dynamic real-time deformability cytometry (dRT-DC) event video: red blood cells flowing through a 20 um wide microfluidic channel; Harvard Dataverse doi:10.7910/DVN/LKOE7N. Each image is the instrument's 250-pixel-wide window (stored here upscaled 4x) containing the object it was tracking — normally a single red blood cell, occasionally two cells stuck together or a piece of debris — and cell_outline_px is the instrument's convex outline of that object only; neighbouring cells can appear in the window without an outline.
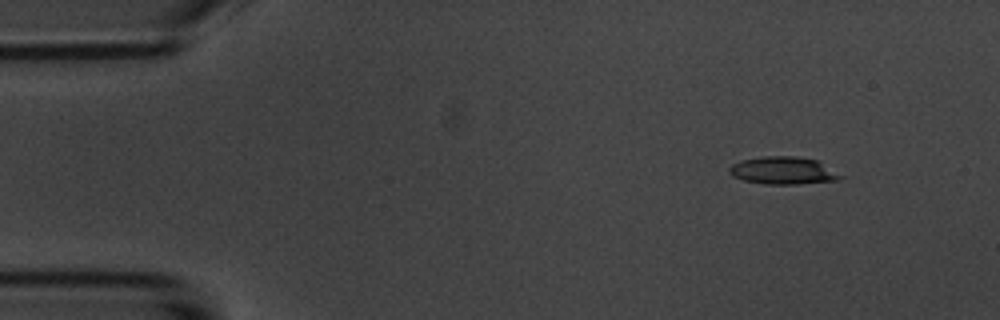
{"species": "common noctule bat (a hibernating species)", "species_latin": "Nyctalus noctula", "temperature_condition": "room temperature", "stored_images_in_passage": 4, "camera_frame_rate_fps": 3000, "um_per_image_px": 0.085, "animal": {"sex": "male", "body_mass_g": 20.1, "forearm_length_mm": 53.5}, "frame": {"image": 1, "passage_image": 1, "time_ms": 0.0, "image_size_px": [1000, 320], "cell_outline_px": [[844, 176], [840, 180], [796, 184], [764, 184], [744, 180], [732, 176], [728, 172], [728, 168], [732, 164], [740, 160], [764, 156], [796, 156], [820, 160]], "centroid_in_image_um": [66.59, 14.49], "position_along_channel_um": 18.4, "area_um2": 18.15}}
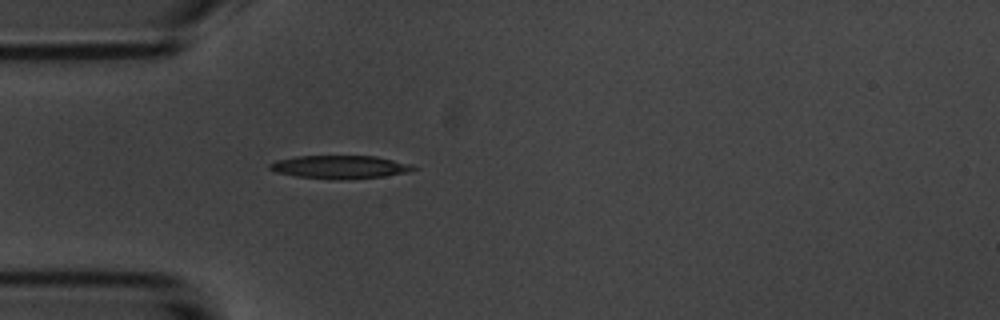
{"frame": {"image": 2, "passage_image": 4, "time_ms": 3.333, "image_size_px": [1000, 320], "cell_outline_px": [[420, 168], [408, 172], [384, 176], [340, 180], [296, 176], [276, 172], [268, 168], [268, 164], [276, 160], [296, 156], [376, 156], [412, 164]], "centroid_in_image_um": [28.91, 14.19], "position_along_channel_um": 56.1, "area_um2": 19.48}}